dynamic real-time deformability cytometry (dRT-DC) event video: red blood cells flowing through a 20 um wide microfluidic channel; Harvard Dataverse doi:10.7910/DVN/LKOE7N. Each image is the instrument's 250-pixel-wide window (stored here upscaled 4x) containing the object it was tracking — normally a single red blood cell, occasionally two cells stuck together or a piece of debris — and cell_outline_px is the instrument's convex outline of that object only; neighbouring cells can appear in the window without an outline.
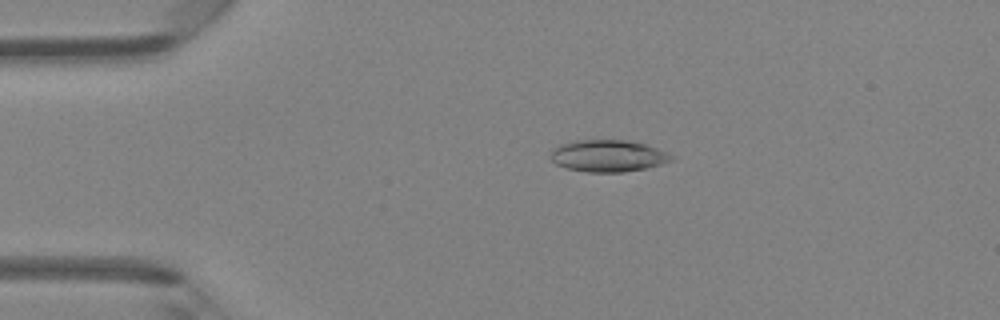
{"species": "Egyptian fruit bat (a non-hibernating species)", "species_latin": "Rousettus aegyptiacus", "temperature_condition": "room temperature", "stored_images_in_passage": 47, "camera_frame_rate_fps": 3000, "um_per_image_px": 0.085, "animal": {"sex": "female"}, "frame": {"image": 1, "passage_image": 10, "time_ms": 3.0, "image_size_px": [1000, 320], "cell_outline_px": [[676, 156], [672, 160], [648, 168], [624, 172], [588, 172], [568, 168], [556, 164], [552, 160], [552, 148], [560, 144], [576, 140], [624, 140], [644, 144], [668, 152]], "centroid_in_image_um": [51.71, 13.25], "position_along_channel_um": 33.3, "area_um2": 22.37}}
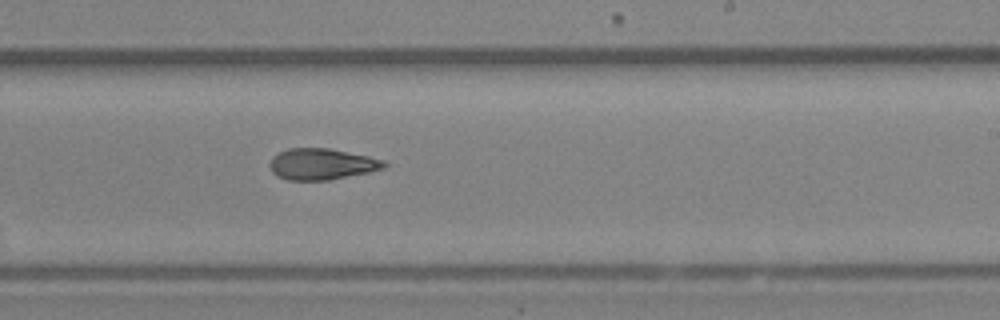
{"frame": {"image": 2, "passage_image": 29, "time_ms": 9.333, "image_size_px": [1000, 320], "cell_outline_px": [[388, 164], [384, 168], [368, 172], [328, 180], [288, 180], [276, 176], [272, 172], [268, 164], [272, 156], [288, 148], [328, 148], [368, 156], [384, 160]], "centroid_in_image_um": [27.31, 13.95], "position_along_channel_um": 261.7, "area_um2": 20.81}}
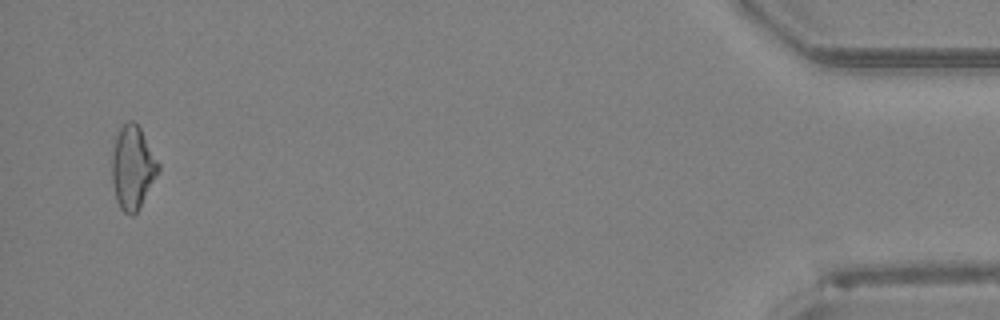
{"frame": {"image": 3, "passage_image": 46, "time_ms": 15.0, "image_size_px": [1000, 320], "cell_outline_px": [[160, 168], [156, 176], [136, 212], [132, 216], [128, 216], [120, 208], [116, 200], [112, 184], [112, 152], [116, 136], [120, 128], [128, 120], [132, 120], [140, 128], [160, 164]], "centroid_in_image_um": [11.25, 14.24], "position_along_channel_um": 423.9, "area_um2": 22.25}, "authors_computed_cell_mechanics": {"area_um2": 21.7906, "velocity_mm_per_s": 4.3321, "shape_relaxation_time_tau1_ms": null, "shape_relaxation_time_tau2_ms": 5.8978, "deformation_change_tau1": null, "deformation_change_tau2": 0.1673}}